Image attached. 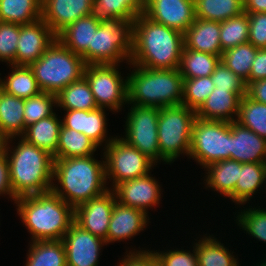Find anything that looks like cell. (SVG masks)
<instances>
[{
	"mask_svg": "<svg viewBox=\"0 0 266 266\" xmlns=\"http://www.w3.org/2000/svg\"><path fill=\"white\" fill-rule=\"evenodd\" d=\"M144 8L145 0H94L93 13L100 19L123 18L134 21Z\"/></svg>",
	"mask_w": 266,
	"mask_h": 266,
	"instance_id": "37",
	"label": "cell"
},
{
	"mask_svg": "<svg viewBox=\"0 0 266 266\" xmlns=\"http://www.w3.org/2000/svg\"><path fill=\"white\" fill-rule=\"evenodd\" d=\"M198 266H239L229 249L215 237L204 236L194 243Z\"/></svg>",
	"mask_w": 266,
	"mask_h": 266,
	"instance_id": "34",
	"label": "cell"
},
{
	"mask_svg": "<svg viewBox=\"0 0 266 266\" xmlns=\"http://www.w3.org/2000/svg\"><path fill=\"white\" fill-rule=\"evenodd\" d=\"M42 16V0H0V21L30 24Z\"/></svg>",
	"mask_w": 266,
	"mask_h": 266,
	"instance_id": "35",
	"label": "cell"
},
{
	"mask_svg": "<svg viewBox=\"0 0 266 266\" xmlns=\"http://www.w3.org/2000/svg\"><path fill=\"white\" fill-rule=\"evenodd\" d=\"M127 78L129 105L162 108L182 105L183 76L179 69H149L133 65Z\"/></svg>",
	"mask_w": 266,
	"mask_h": 266,
	"instance_id": "5",
	"label": "cell"
},
{
	"mask_svg": "<svg viewBox=\"0 0 266 266\" xmlns=\"http://www.w3.org/2000/svg\"><path fill=\"white\" fill-rule=\"evenodd\" d=\"M106 182L112 180V189L125 180L135 179L150 173L157 165L138 149L116 136L103 148Z\"/></svg>",
	"mask_w": 266,
	"mask_h": 266,
	"instance_id": "10",
	"label": "cell"
},
{
	"mask_svg": "<svg viewBox=\"0 0 266 266\" xmlns=\"http://www.w3.org/2000/svg\"><path fill=\"white\" fill-rule=\"evenodd\" d=\"M20 24L0 21V61L14 65Z\"/></svg>",
	"mask_w": 266,
	"mask_h": 266,
	"instance_id": "44",
	"label": "cell"
},
{
	"mask_svg": "<svg viewBox=\"0 0 266 266\" xmlns=\"http://www.w3.org/2000/svg\"><path fill=\"white\" fill-rule=\"evenodd\" d=\"M61 125L62 121L58 119L54 112L51 116L26 127L21 137L54 157L58 146Z\"/></svg>",
	"mask_w": 266,
	"mask_h": 266,
	"instance_id": "27",
	"label": "cell"
},
{
	"mask_svg": "<svg viewBox=\"0 0 266 266\" xmlns=\"http://www.w3.org/2000/svg\"><path fill=\"white\" fill-rule=\"evenodd\" d=\"M3 194L9 195V198L14 201L17 200L11 186L9 162L4 150L0 152V195Z\"/></svg>",
	"mask_w": 266,
	"mask_h": 266,
	"instance_id": "49",
	"label": "cell"
},
{
	"mask_svg": "<svg viewBox=\"0 0 266 266\" xmlns=\"http://www.w3.org/2000/svg\"><path fill=\"white\" fill-rule=\"evenodd\" d=\"M258 266H266V261H264V259H263V262Z\"/></svg>",
	"mask_w": 266,
	"mask_h": 266,
	"instance_id": "55",
	"label": "cell"
},
{
	"mask_svg": "<svg viewBox=\"0 0 266 266\" xmlns=\"http://www.w3.org/2000/svg\"><path fill=\"white\" fill-rule=\"evenodd\" d=\"M236 122L266 139V104L244 95L240 101Z\"/></svg>",
	"mask_w": 266,
	"mask_h": 266,
	"instance_id": "39",
	"label": "cell"
},
{
	"mask_svg": "<svg viewBox=\"0 0 266 266\" xmlns=\"http://www.w3.org/2000/svg\"><path fill=\"white\" fill-rule=\"evenodd\" d=\"M193 253L183 250H169L167 252L154 251L159 266H198V259L193 246Z\"/></svg>",
	"mask_w": 266,
	"mask_h": 266,
	"instance_id": "46",
	"label": "cell"
},
{
	"mask_svg": "<svg viewBox=\"0 0 266 266\" xmlns=\"http://www.w3.org/2000/svg\"><path fill=\"white\" fill-rule=\"evenodd\" d=\"M125 123V140L155 164L161 160L158 140L159 108L132 105ZM159 160V161H158Z\"/></svg>",
	"mask_w": 266,
	"mask_h": 266,
	"instance_id": "12",
	"label": "cell"
},
{
	"mask_svg": "<svg viewBox=\"0 0 266 266\" xmlns=\"http://www.w3.org/2000/svg\"><path fill=\"white\" fill-rule=\"evenodd\" d=\"M17 213L31 241L62 240L75 219V209L52 190L18 198Z\"/></svg>",
	"mask_w": 266,
	"mask_h": 266,
	"instance_id": "3",
	"label": "cell"
},
{
	"mask_svg": "<svg viewBox=\"0 0 266 266\" xmlns=\"http://www.w3.org/2000/svg\"><path fill=\"white\" fill-rule=\"evenodd\" d=\"M257 51L258 48L250 42L242 43L236 47L225 50L222 53L221 61L234 74L242 78L247 85L249 83L252 63Z\"/></svg>",
	"mask_w": 266,
	"mask_h": 266,
	"instance_id": "38",
	"label": "cell"
},
{
	"mask_svg": "<svg viewBox=\"0 0 266 266\" xmlns=\"http://www.w3.org/2000/svg\"><path fill=\"white\" fill-rule=\"evenodd\" d=\"M150 175L148 173L117 184L113 188L116 200L124 206L133 207L148 215V208L158 205L162 194L159 182Z\"/></svg>",
	"mask_w": 266,
	"mask_h": 266,
	"instance_id": "16",
	"label": "cell"
},
{
	"mask_svg": "<svg viewBox=\"0 0 266 266\" xmlns=\"http://www.w3.org/2000/svg\"><path fill=\"white\" fill-rule=\"evenodd\" d=\"M230 159L239 163H266V139L252 130L231 122Z\"/></svg>",
	"mask_w": 266,
	"mask_h": 266,
	"instance_id": "19",
	"label": "cell"
},
{
	"mask_svg": "<svg viewBox=\"0 0 266 266\" xmlns=\"http://www.w3.org/2000/svg\"><path fill=\"white\" fill-rule=\"evenodd\" d=\"M120 64L86 65V78L96 105L118 112L127 100V78L123 79L117 70Z\"/></svg>",
	"mask_w": 266,
	"mask_h": 266,
	"instance_id": "11",
	"label": "cell"
},
{
	"mask_svg": "<svg viewBox=\"0 0 266 266\" xmlns=\"http://www.w3.org/2000/svg\"><path fill=\"white\" fill-rule=\"evenodd\" d=\"M249 17L246 12L220 22V42L222 52L248 42Z\"/></svg>",
	"mask_w": 266,
	"mask_h": 266,
	"instance_id": "40",
	"label": "cell"
},
{
	"mask_svg": "<svg viewBox=\"0 0 266 266\" xmlns=\"http://www.w3.org/2000/svg\"><path fill=\"white\" fill-rule=\"evenodd\" d=\"M99 146L83 133L63 125L60 127L58 146L53 159H67L94 155Z\"/></svg>",
	"mask_w": 266,
	"mask_h": 266,
	"instance_id": "28",
	"label": "cell"
},
{
	"mask_svg": "<svg viewBox=\"0 0 266 266\" xmlns=\"http://www.w3.org/2000/svg\"><path fill=\"white\" fill-rule=\"evenodd\" d=\"M101 19L94 13L73 22L62 30L56 38L73 53L81 56L87 65V48L92 46L93 32H95Z\"/></svg>",
	"mask_w": 266,
	"mask_h": 266,
	"instance_id": "23",
	"label": "cell"
},
{
	"mask_svg": "<svg viewBox=\"0 0 266 266\" xmlns=\"http://www.w3.org/2000/svg\"><path fill=\"white\" fill-rule=\"evenodd\" d=\"M133 21L103 18L93 32L92 46L87 48V65L130 63Z\"/></svg>",
	"mask_w": 266,
	"mask_h": 266,
	"instance_id": "7",
	"label": "cell"
},
{
	"mask_svg": "<svg viewBox=\"0 0 266 266\" xmlns=\"http://www.w3.org/2000/svg\"><path fill=\"white\" fill-rule=\"evenodd\" d=\"M246 96L266 104V79L249 82L246 85Z\"/></svg>",
	"mask_w": 266,
	"mask_h": 266,
	"instance_id": "51",
	"label": "cell"
},
{
	"mask_svg": "<svg viewBox=\"0 0 266 266\" xmlns=\"http://www.w3.org/2000/svg\"><path fill=\"white\" fill-rule=\"evenodd\" d=\"M244 95H246V91H227L214 88L206 101L196 111V117L203 120L236 121L240 101Z\"/></svg>",
	"mask_w": 266,
	"mask_h": 266,
	"instance_id": "22",
	"label": "cell"
},
{
	"mask_svg": "<svg viewBox=\"0 0 266 266\" xmlns=\"http://www.w3.org/2000/svg\"><path fill=\"white\" fill-rule=\"evenodd\" d=\"M221 56L195 51L183 47L179 72L183 79L210 76L220 63Z\"/></svg>",
	"mask_w": 266,
	"mask_h": 266,
	"instance_id": "31",
	"label": "cell"
},
{
	"mask_svg": "<svg viewBox=\"0 0 266 266\" xmlns=\"http://www.w3.org/2000/svg\"><path fill=\"white\" fill-rule=\"evenodd\" d=\"M211 76L183 79L182 105L197 111L214 90Z\"/></svg>",
	"mask_w": 266,
	"mask_h": 266,
	"instance_id": "41",
	"label": "cell"
},
{
	"mask_svg": "<svg viewBox=\"0 0 266 266\" xmlns=\"http://www.w3.org/2000/svg\"><path fill=\"white\" fill-rule=\"evenodd\" d=\"M266 183V163H240V175L234 189V202L243 205Z\"/></svg>",
	"mask_w": 266,
	"mask_h": 266,
	"instance_id": "29",
	"label": "cell"
},
{
	"mask_svg": "<svg viewBox=\"0 0 266 266\" xmlns=\"http://www.w3.org/2000/svg\"><path fill=\"white\" fill-rule=\"evenodd\" d=\"M85 66L83 58L66 48L57 38L37 61L29 65L41 91L55 95L79 80Z\"/></svg>",
	"mask_w": 266,
	"mask_h": 266,
	"instance_id": "6",
	"label": "cell"
},
{
	"mask_svg": "<svg viewBox=\"0 0 266 266\" xmlns=\"http://www.w3.org/2000/svg\"><path fill=\"white\" fill-rule=\"evenodd\" d=\"M187 49L222 56L220 22L196 18L184 33Z\"/></svg>",
	"mask_w": 266,
	"mask_h": 266,
	"instance_id": "24",
	"label": "cell"
},
{
	"mask_svg": "<svg viewBox=\"0 0 266 266\" xmlns=\"http://www.w3.org/2000/svg\"><path fill=\"white\" fill-rule=\"evenodd\" d=\"M148 215L133 207L114 203L107 233V244L133 238L147 227Z\"/></svg>",
	"mask_w": 266,
	"mask_h": 266,
	"instance_id": "21",
	"label": "cell"
},
{
	"mask_svg": "<svg viewBox=\"0 0 266 266\" xmlns=\"http://www.w3.org/2000/svg\"><path fill=\"white\" fill-rule=\"evenodd\" d=\"M4 140L0 137V152L3 150Z\"/></svg>",
	"mask_w": 266,
	"mask_h": 266,
	"instance_id": "53",
	"label": "cell"
},
{
	"mask_svg": "<svg viewBox=\"0 0 266 266\" xmlns=\"http://www.w3.org/2000/svg\"><path fill=\"white\" fill-rule=\"evenodd\" d=\"M247 14L249 17L248 42L258 49L266 48V12Z\"/></svg>",
	"mask_w": 266,
	"mask_h": 266,
	"instance_id": "47",
	"label": "cell"
},
{
	"mask_svg": "<svg viewBox=\"0 0 266 266\" xmlns=\"http://www.w3.org/2000/svg\"><path fill=\"white\" fill-rule=\"evenodd\" d=\"M55 39L56 35L42 19L20 25L14 65L29 66L37 61Z\"/></svg>",
	"mask_w": 266,
	"mask_h": 266,
	"instance_id": "17",
	"label": "cell"
},
{
	"mask_svg": "<svg viewBox=\"0 0 266 266\" xmlns=\"http://www.w3.org/2000/svg\"><path fill=\"white\" fill-rule=\"evenodd\" d=\"M211 81L217 89L227 91H246L245 81L227 68L222 61L210 75Z\"/></svg>",
	"mask_w": 266,
	"mask_h": 266,
	"instance_id": "45",
	"label": "cell"
},
{
	"mask_svg": "<svg viewBox=\"0 0 266 266\" xmlns=\"http://www.w3.org/2000/svg\"><path fill=\"white\" fill-rule=\"evenodd\" d=\"M67 266H98L99 254L106 241L89 231L82 229L75 222L62 239Z\"/></svg>",
	"mask_w": 266,
	"mask_h": 266,
	"instance_id": "15",
	"label": "cell"
},
{
	"mask_svg": "<svg viewBox=\"0 0 266 266\" xmlns=\"http://www.w3.org/2000/svg\"><path fill=\"white\" fill-rule=\"evenodd\" d=\"M53 106L57 107L56 95L41 91L39 94L24 99V122L25 129L43 118L51 116Z\"/></svg>",
	"mask_w": 266,
	"mask_h": 266,
	"instance_id": "42",
	"label": "cell"
},
{
	"mask_svg": "<svg viewBox=\"0 0 266 266\" xmlns=\"http://www.w3.org/2000/svg\"><path fill=\"white\" fill-rule=\"evenodd\" d=\"M195 119L196 111L184 105L159 109L157 132L160 157L166 163L174 162L182 153L189 156Z\"/></svg>",
	"mask_w": 266,
	"mask_h": 266,
	"instance_id": "8",
	"label": "cell"
},
{
	"mask_svg": "<svg viewBox=\"0 0 266 266\" xmlns=\"http://www.w3.org/2000/svg\"><path fill=\"white\" fill-rule=\"evenodd\" d=\"M243 10L246 13L266 12V0H243Z\"/></svg>",
	"mask_w": 266,
	"mask_h": 266,
	"instance_id": "52",
	"label": "cell"
},
{
	"mask_svg": "<svg viewBox=\"0 0 266 266\" xmlns=\"http://www.w3.org/2000/svg\"><path fill=\"white\" fill-rule=\"evenodd\" d=\"M110 189L76 207L74 219L82 229L104 239L106 244L113 206L117 201L113 189Z\"/></svg>",
	"mask_w": 266,
	"mask_h": 266,
	"instance_id": "13",
	"label": "cell"
},
{
	"mask_svg": "<svg viewBox=\"0 0 266 266\" xmlns=\"http://www.w3.org/2000/svg\"><path fill=\"white\" fill-rule=\"evenodd\" d=\"M143 14L183 34L196 19L194 0H145Z\"/></svg>",
	"mask_w": 266,
	"mask_h": 266,
	"instance_id": "14",
	"label": "cell"
},
{
	"mask_svg": "<svg viewBox=\"0 0 266 266\" xmlns=\"http://www.w3.org/2000/svg\"><path fill=\"white\" fill-rule=\"evenodd\" d=\"M94 0H42L41 19L57 36L79 18L93 14Z\"/></svg>",
	"mask_w": 266,
	"mask_h": 266,
	"instance_id": "18",
	"label": "cell"
},
{
	"mask_svg": "<svg viewBox=\"0 0 266 266\" xmlns=\"http://www.w3.org/2000/svg\"><path fill=\"white\" fill-rule=\"evenodd\" d=\"M237 225L246 233L259 241L266 243V210L258 208H246L236 217Z\"/></svg>",
	"mask_w": 266,
	"mask_h": 266,
	"instance_id": "43",
	"label": "cell"
},
{
	"mask_svg": "<svg viewBox=\"0 0 266 266\" xmlns=\"http://www.w3.org/2000/svg\"><path fill=\"white\" fill-rule=\"evenodd\" d=\"M11 68L12 71L6 79L3 80L0 77V83L5 93L28 99L41 92L34 73L29 66L11 65Z\"/></svg>",
	"mask_w": 266,
	"mask_h": 266,
	"instance_id": "32",
	"label": "cell"
},
{
	"mask_svg": "<svg viewBox=\"0 0 266 266\" xmlns=\"http://www.w3.org/2000/svg\"><path fill=\"white\" fill-rule=\"evenodd\" d=\"M66 115L62 119V125L66 128L73 129L79 133H83L91 140H93L98 146L102 143L106 145L114 138H106L108 135L107 130V118L105 108H97L92 111L86 110H65Z\"/></svg>",
	"mask_w": 266,
	"mask_h": 266,
	"instance_id": "20",
	"label": "cell"
},
{
	"mask_svg": "<svg viewBox=\"0 0 266 266\" xmlns=\"http://www.w3.org/2000/svg\"><path fill=\"white\" fill-rule=\"evenodd\" d=\"M2 92H3V87H2V85L0 83V100H1V97H2Z\"/></svg>",
	"mask_w": 266,
	"mask_h": 266,
	"instance_id": "54",
	"label": "cell"
},
{
	"mask_svg": "<svg viewBox=\"0 0 266 266\" xmlns=\"http://www.w3.org/2000/svg\"><path fill=\"white\" fill-rule=\"evenodd\" d=\"M19 138L13 151L10 141L4 140L3 143L15 197L18 199L50 191L53 184V156L22 137Z\"/></svg>",
	"mask_w": 266,
	"mask_h": 266,
	"instance_id": "4",
	"label": "cell"
},
{
	"mask_svg": "<svg viewBox=\"0 0 266 266\" xmlns=\"http://www.w3.org/2000/svg\"><path fill=\"white\" fill-rule=\"evenodd\" d=\"M266 79V48L258 49L249 74V82Z\"/></svg>",
	"mask_w": 266,
	"mask_h": 266,
	"instance_id": "50",
	"label": "cell"
},
{
	"mask_svg": "<svg viewBox=\"0 0 266 266\" xmlns=\"http://www.w3.org/2000/svg\"><path fill=\"white\" fill-rule=\"evenodd\" d=\"M206 187L214 189L234 202V189L240 175V163L232 160L213 162L206 168Z\"/></svg>",
	"mask_w": 266,
	"mask_h": 266,
	"instance_id": "26",
	"label": "cell"
},
{
	"mask_svg": "<svg viewBox=\"0 0 266 266\" xmlns=\"http://www.w3.org/2000/svg\"><path fill=\"white\" fill-rule=\"evenodd\" d=\"M55 180L60 187L53 182L51 190L74 209L109 189L104 186L108 183L105 161H98L93 155L54 159Z\"/></svg>",
	"mask_w": 266,
	"mask_h": 266,
	"instance_id": "2",
	"label": "cell"
},
{
	"mask_svg": "<svg viewBox=\"0 0 266 266\" xmlns=\"http://www.w3.org/2000/svg\"><path fill=\"white\" fill-rule=\"evenodd\" d=\"M56 103L63 110L92 111L98 108L84 76L63 88L56 95Z\"/></svg>",
	"mask_w": 266,
	"mask_h": 266,
	"instance_id": "30",
	"label": "cell"
},
{
	"mask_svg": "<svg viewBox=\"0 0 266 266\" xmlns=\"http://www.w3.org/2000/svg\"><path fill=\"white\" fill-rule=\"evenodd\" d=\"M183 47V33L154 22L142 13L133 21L129 65L149 69H178Z\"/></svg>",
	"mask_w": 266,
	"mask_h": 266,
	"instance_id": "1",
	"label": "cell"
},
{
	"mask_svg": "<svg viewBox=\"0 0 266 266\" xmlns=\"http://www.w3.org/2000/svg\"><path fill=\"white\" fill-rule=\"evenodd\" d=\"M231 122L196 117L192 126L189 157L206 168L213 162L230 159Z\"/></svg>",
	"mask_w": 266,
	"mask_h": 266,
	"instance_id": "9",
	"label": "cell"
},
{
	"mask_svg": "<svg viewBox=\"0 0 266 266\" xmlns=\"http://www.w3.org/2000/svg\"><path fill=\"white\" fill-rule=\"evenodd\" d=\"M26 266H67L62 240L32 241Z\"/></svg>",
	"mask_w": 266,
	"mask_h": 266,
	"instance_id": "33",
	"label": "cell"
},
{
	"mask_svg": "<svg viewBox=\"0 0 266 266\" xmlns=\"http://www.w3.org/2000/svg\"><path fill=\"white\" fill-rule=\"evenodd\" d=\"M137 251L126 253L127 255L117 266H159L153 251Z\"/></svg>",
	"mask_w": 266,
	"mask_h": 266,
	"instance_id": "48",
	"label": "cell"
},
{
	"mask_svg": "<svg viewBox=\"0 0 266 266\" xmlns=\"http://www.w3.org/2000/svg\"><path fill=\"white\" fill-rule=\"evenodd\" d=\"M24 99L2 92L0 100V137L13 141L25 132Z\"/></svg>",
	"mask_w": 266,
	"mask_h": 266,
	"instance_id": "25",
	"label": "cell"
},
{
	"mask_svg": "<svg viewBox=\"0 0 266 266\" xmlns=\"http://www.w3.org/2000/svg\"><path fill=\"white\" fill-rule=\"evenodd\" d=\"M196 18L223 22L244 12L243 0H194Z\"/></svg>",
	"mask_w": 266,
	"mask_h": 266,
	"instance_id": "36",
	"label": "cell"
}]
</instances>
